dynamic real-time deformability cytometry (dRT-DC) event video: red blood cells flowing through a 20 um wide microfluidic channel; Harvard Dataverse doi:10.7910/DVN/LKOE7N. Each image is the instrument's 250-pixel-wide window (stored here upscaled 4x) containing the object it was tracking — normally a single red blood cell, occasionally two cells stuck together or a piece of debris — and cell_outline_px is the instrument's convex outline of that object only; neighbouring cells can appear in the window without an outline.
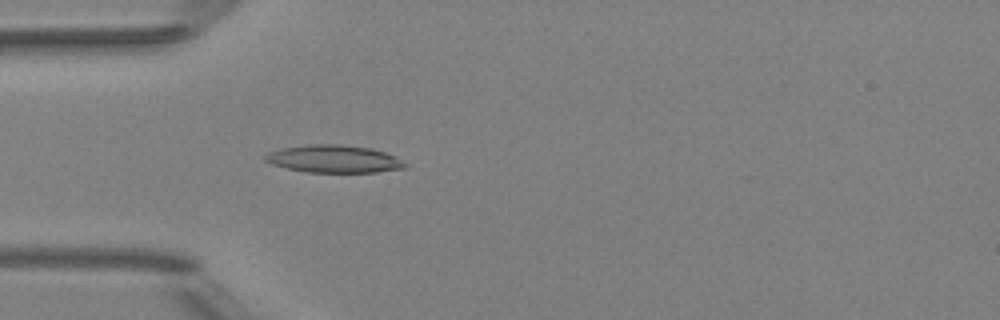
{"species": "Egyptian fruit bat (a non-hibernating species)", "species_latin": "Rousettus aegyptiacus", "temperature_condition": "room temperature", "stored_images_in_passage": 37, "camera_frame_rate_fps": 3000, "um_per_image_px": 0.085, "animal": {"sex": "female"}, "frame": {"image": 1, "passage_image": 1, "time_ms": 0.0, "image_size_px": [1000, 320], "cell_outline_px": [[408, 164], [404, 168], [376, 172], [308, 172], [288, 168], [272, 164], [264, 160], [264, 156], [268, 152], [284, 148], [312, 144], [336, 144], [372, 148], [384, 152]], "centroid_in_image_um": [28.37, 13.51], "position_along_channel_um": 56.6, "area_um2": 22.14}}
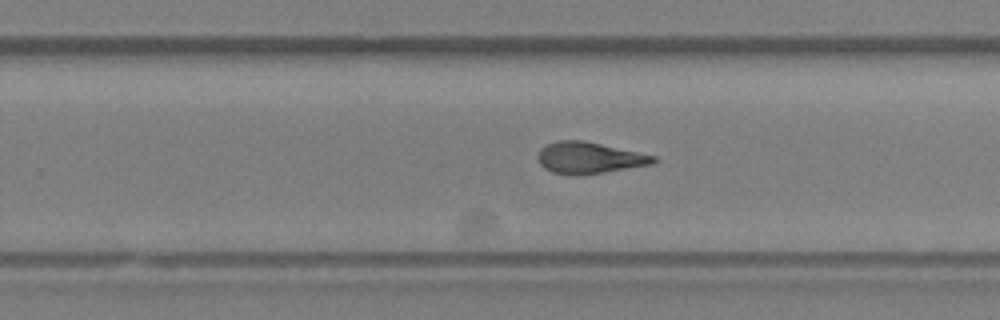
{"frame": {"image": 2, "passage_image": 18, "time_ms": 5.667, "image_size_px": [1000, 320], "cell_outline_px": [[660, 160], [652, 164], [604, 172], [572, 176], [552, 172], [544, 168], [540, 164], [536, 156], [540, 148], [556, 140], [584, 140], [656, 156]], "centroid_in_image_um": [50.06, 13.41], "position_along_channel_um": 279.7, "area_um2": 21.33}}
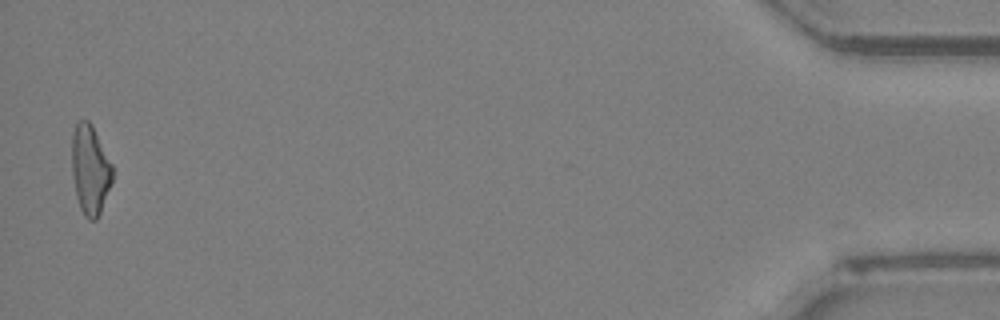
{"frame": {"image": 3, "passage_image": 36, "time_ms": 11.667, "image_size_px": [1000, 320], "cell_outline_px": [[112, 180], [100, 212], [96, 220], [88, 220], [84, 216], [80, 208], [76, 196], [72, 176], [72, 132], [76, 124], [80, 120], [88, 120], [92, 124], [112, 164]], "centroid_in_image_um": [7.64, 14.41], "position_along_channel_um": 427.6, "area_um2": 21.1}, "authors_computed_cell_mechanics": {"area_um2": 21.2126, "velocity_mm_per_s": 4.0396, "shape_relaxation_time_tau1_ms": 9.3318, "shape_relaxation_time_tau2_ms": 2.1775, "deformation_change_tau1": 0.2386, "deformation_change_tau2": 0.1122}}